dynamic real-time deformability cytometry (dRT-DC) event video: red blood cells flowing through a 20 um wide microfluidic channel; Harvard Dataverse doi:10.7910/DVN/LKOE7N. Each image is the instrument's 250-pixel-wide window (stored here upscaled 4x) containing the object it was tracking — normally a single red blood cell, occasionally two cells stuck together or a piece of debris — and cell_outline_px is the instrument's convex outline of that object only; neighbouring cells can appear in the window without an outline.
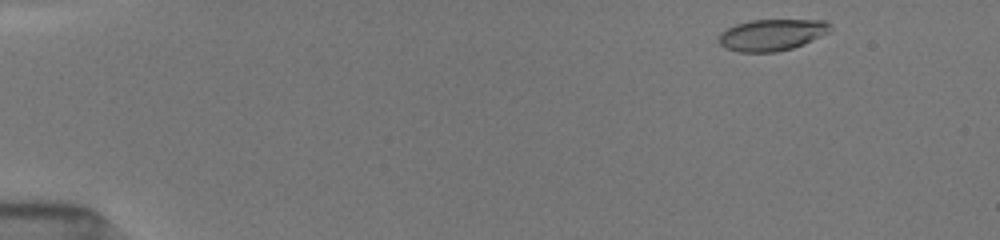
{"species": "common noctule bat (a hibernating species)", "species_latin": "Nyctalus noctula", "temperature_condition": "room temperature", "stored_images_in_passage": 47, "camera_frame_rate_fps": 3000, "um_per_image_px": 0.085, "animal": {"sex": "female", "body_mass_g": 19.5, "forearm_length_mm": 54.1}, "frame": {"image": 1, "passage_image": 3, "time_ms": 0.333, "image_size_px": [1000, 240], "cell_outline_px": [[832, 32], [792, 48], [776, 52], [740, 52], [728, 48], [720, 44], [720, 32], [736, 24], [752, 20], [824, 20], [832, 24]], "centroid_in_image_um": [65.67, 2.95], "position_along_channel_um": 19.3, "area_um2": 20.4}}
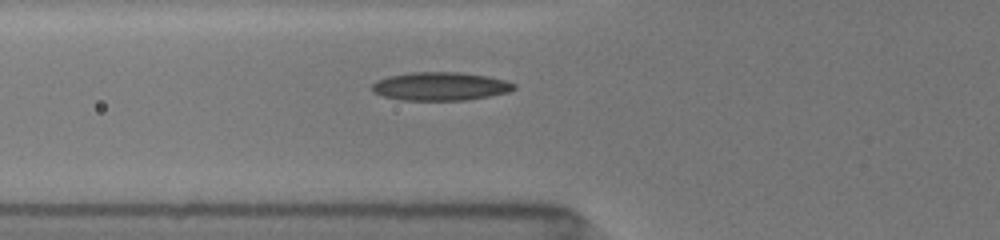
{"frame": {"image": 2, "passage_image": 32, "time_ms": 5.0, "image_size_px": [1000, 240], "cell_outline_px": [[516, 88], [508, 92], [468, 100], [400, 100], [384, 96], [372, 92], [372, 84], [376, 80], [388, 76], [412, 72], [460, 72], [488, 76], [504, 80], [516, 84]], "centroid_in_image_um": [37.42, 7.33], "position_along_channel_um": 88.4, "area_um2": 23.52}}
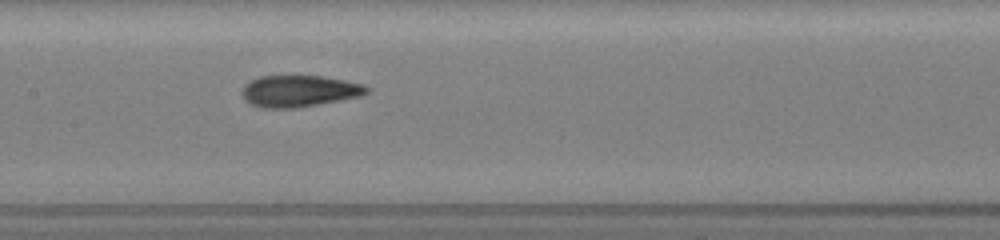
{"frame": {"image": 3, "passage_image": 46, "time_ms": 7.333, "image_size_px": [1000, 240], "cell_outline_px": [[372, 88], [368, 92], [360, 96], [316, 104], [292, 108], [260, 108], [244, 100], [240, 92], [244, 84], [260, 76], [324, 76], [364, 84]], "centroid_in_image_um": [25.41, 7.73], "position_along_channel_um": 182.0, "area_um2": 22.95}}